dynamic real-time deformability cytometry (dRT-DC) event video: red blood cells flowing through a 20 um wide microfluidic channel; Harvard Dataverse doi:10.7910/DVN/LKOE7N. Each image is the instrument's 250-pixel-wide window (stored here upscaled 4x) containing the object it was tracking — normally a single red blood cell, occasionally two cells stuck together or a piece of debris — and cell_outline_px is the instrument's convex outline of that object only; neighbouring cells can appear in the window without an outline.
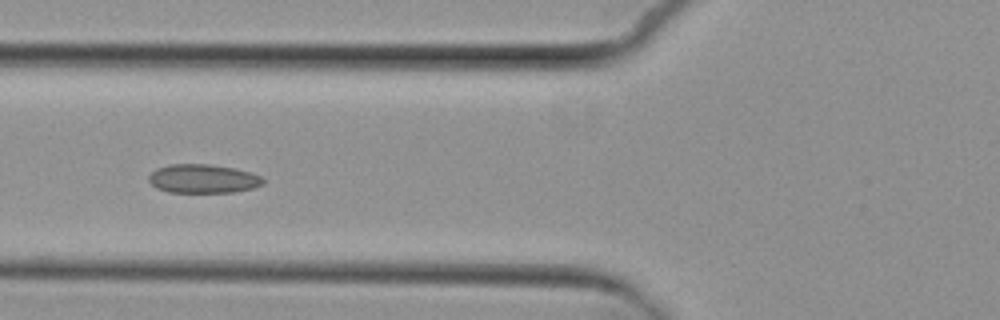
{"species": "common noctule bat (a hibernating species)", "species_latin": "Nyctalus noctula", "temperature_condition": "cold", "stored_images_in_passage": 8, "camera_frame_rate_fps": 3000, "um_per_image_px": 0.085, "animal": {"sex": "female", "body_mass_g": 29.2, "forearm_length_mm": 56.3}, "frame": {"image": 1, "passage_image": 6, "time_ms": 5.667, "image_size_px": [1000, 320], "cell_outline_px": [[264, 184], [252, 188], [232, 192], [168, 192], [156, 188], [148, 180], [148, 176], [156, 168], [168, 164], [208, 164], [236, 168], [260, 176], [264, 180]], "centroid_in_image_um": [17.22, 15.18], "position_along_channel_um": 108.6, "area_um2": 19.19}}
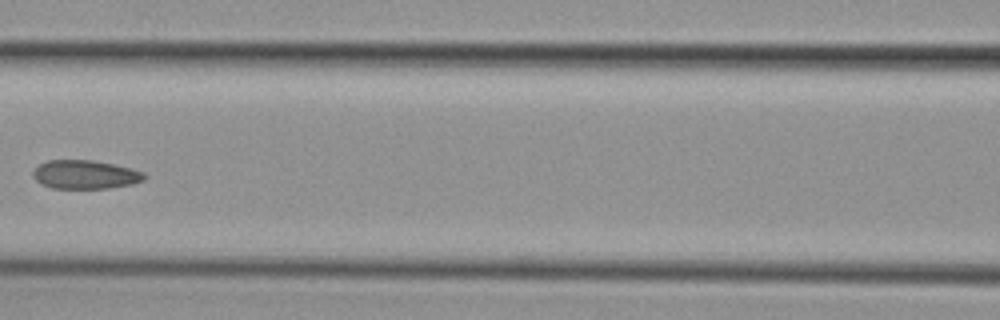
{"frame": {"image": 2, "passage_image": 7, "time_ms": 7.0, "image_size_px": [1000, 320], "cell_outline_px": [[148, 176], [144, 180], [132, 184], [108, 188], [52, 188], [40, 184], [32, 176], [32, 172], [40, 164], [48, 160], [92, 160], [112, 164], [144, 172]], "centroid_in_image_um": [7.23, 14.84], "position_along_channel_um": 159.4, "area_um2": 18.55}}
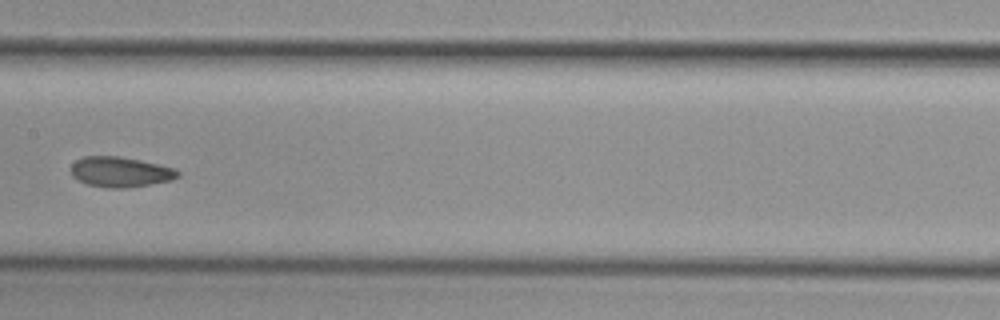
{"frame": {"image": 3, "passage_image": 8, "time_ms": 8.0, "image_size_px": [1000, 320], "cell_outline_px": [[180, 176], [172, 180], [148, 184], [120, 188], [108, 188], [88, 184], [72, 176], [72, 164], [76, 160], [84, 156], [120, 156], [140, 160], [176, 168], [180, 172]], "centroid_in_image_um": [10.26, 14.6], "position_along_channel_um": 197.1, "area_um2": 18.67}}